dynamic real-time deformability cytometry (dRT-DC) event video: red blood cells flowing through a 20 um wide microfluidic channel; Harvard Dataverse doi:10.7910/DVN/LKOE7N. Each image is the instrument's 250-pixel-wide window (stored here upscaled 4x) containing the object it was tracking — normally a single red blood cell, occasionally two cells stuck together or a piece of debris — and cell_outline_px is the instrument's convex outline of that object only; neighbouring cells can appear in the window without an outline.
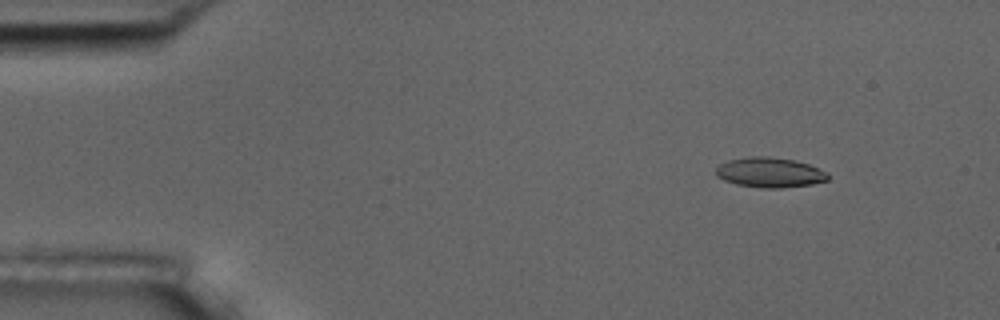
{"species": "common noctule bat (a hibernating species)", "species_latin": "Nyctalus noctula", "temperature_condition": "room temperature", "stored_images_in_passage": 55, "camera_frame_rate_fps": 3000, "um_per_image_px": 0.085, "animal": {"sex": "male", "body_mass_g": 17.5, "forearm_length_mm": 52.3}, "frame": {"image": 1, "passage_image": 7, "time_ms": 2.0, "image_size_px": [1000, 320], "cell_outline_px": [[828, 180], [812, 184], [780, 188], [764, 188], [736, 184], [724, 180], [716, 176], [716, 168], [720, 164], [728, 160], [748, 156], [768, 156], [792, 160], [808, 164], [828, 172]], "centroid_in_image_um": [65.42, 14.66], "position_along_channel_um": 19.6, "area_um2": 19.54}}
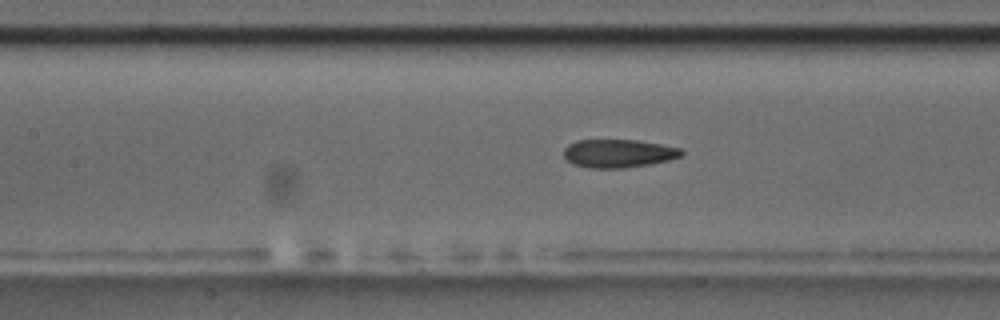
{"frame": {"image": 2, "passage_image": 25, "time_ms": 8.0, "image_size_px": [1000, 320], "cell_outline_px": [[684, 152], [680, 156], [668, 160], [648, 164], [620, 168], [588, 168], [572, 164], [564, 156], [564, 148], [568, 144], [576, 140], [640, 140], [680, 148]], "centroid_in_image_um": [52.53, 13.03], "position_along_channel_um": 154.9, "area_um2": 19.31}}
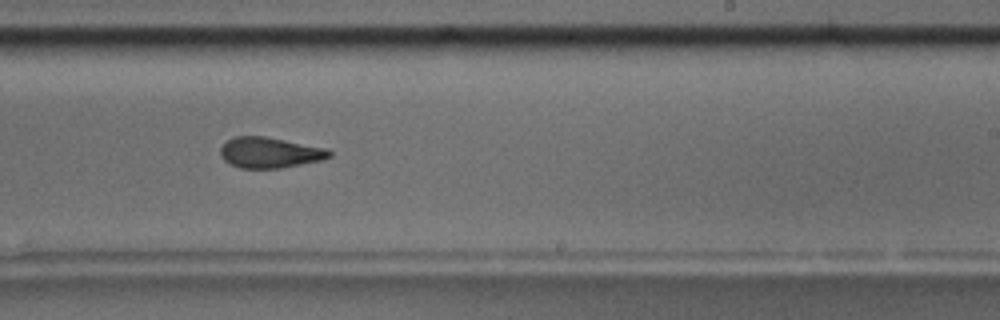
{"frame": {"image": 3, "passage_image": 34, "time_ms": 11.0, "image_size_px": [1000, 320], "cell_outline_px": [[332, 156], [324, 160], [280, 168], [240, 168], [224, 160], [220, 156], [220, 148], [232, 136], [264, 136], [328, 148], [332, 152]], "centroid_in_image_um": [22.96, 12.97], "position_along_channel_um": 266.0, "area_um2": 19.59}, "authors_computed_cell_mechanics": {"area_um2": 19.8254, "velocity_mm_per_s": 3.7285, "shape_relaxation_time_tau1_ms": null, "shape_relaxation_time_tau2_ms": 1.817, "deformation_change_tau1": null, "deformation_change_tau2": 0.0899}}